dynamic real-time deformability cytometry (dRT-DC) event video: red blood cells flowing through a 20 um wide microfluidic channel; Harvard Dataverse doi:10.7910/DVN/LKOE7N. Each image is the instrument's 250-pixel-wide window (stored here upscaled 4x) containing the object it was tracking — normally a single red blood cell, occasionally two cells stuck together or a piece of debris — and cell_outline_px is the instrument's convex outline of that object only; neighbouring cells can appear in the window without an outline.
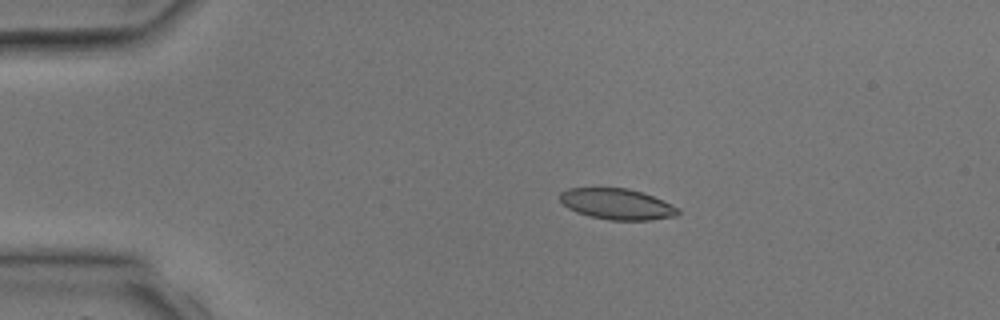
{"species": "common noctule bat (a hibernating species)", "species_latin": "Nyctalus noctula", "temperature_condition": "room temperature", "stored_images_in_passage": 3, "camera_frame_rate_fps": 3000, "um_per_image_px": 0.085, "animal": {"sex": "male", "body_mass_g": 17.9, "forearm_length_mm": 54.2}, "frame": {"image": 1, "passage_image": 2, "time_ms": 1.333, "image_size_px": [1000, 320], "cell_outline_px": [[680, 212], [676, 216], [648, 220], [608, 220], [588, 216], [576, 212], [568, 208], [560, 200], [560, 192], [568, 188], [628, 188], [644, 192], [680, 208]], "centroid_in_image_um": [52.45, 17.34], "position_along_channel_um": 32.5, "area_um2": 21.39}}